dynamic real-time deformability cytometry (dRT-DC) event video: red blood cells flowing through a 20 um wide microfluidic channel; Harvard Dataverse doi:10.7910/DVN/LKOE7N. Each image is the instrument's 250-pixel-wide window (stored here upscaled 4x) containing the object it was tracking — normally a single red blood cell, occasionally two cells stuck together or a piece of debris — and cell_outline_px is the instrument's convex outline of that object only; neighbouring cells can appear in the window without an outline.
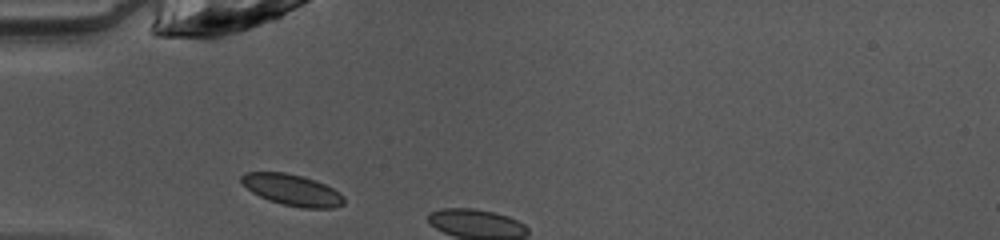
{"species": "common noctule bat (a hibernating species)", "species_latin": "Nyctalus noctula", "temperature_condition": "warm", "stored_images_in_passage": 3, "camera_frame_rate_fps": 3000, "um_per_image_px": 0.085, "animal": {"sex": "female", "body_mass_g": 10.0, "forearm_length_mm": 53.1}, "frame": {"image": 1, "passage_image": 1, "time_ms": 0.0, "image_size_px": [1000, 240], "cell_outline_px": [[344, 204], [332, 208], [304, 208], [284, 204], [268, 200], [252, 192], [240, 180], [240, 176], [244, 172], [284, 172], [316, 180], [340, 192], [344, 196]], "centroid_in_image_um": [24.84, 16.14], "position_along_channel_um": 60.2, "area_um2": 18.55}}